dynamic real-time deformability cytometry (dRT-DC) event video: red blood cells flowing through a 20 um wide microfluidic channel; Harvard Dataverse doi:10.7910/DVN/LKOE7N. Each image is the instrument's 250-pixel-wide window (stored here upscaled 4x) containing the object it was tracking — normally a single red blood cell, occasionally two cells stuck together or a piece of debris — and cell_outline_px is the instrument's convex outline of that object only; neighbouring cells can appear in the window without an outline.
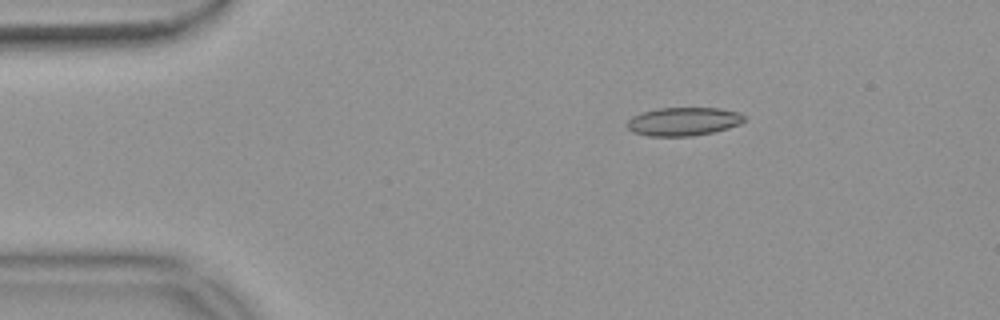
{"species": "common noctule bat (a hibernating species)", "species_latin": "Nyctalus noctula", "temperature_condition": "warm", "stored_images_in_passage": 17, "camera_frame_rate_fps": 3000, "um_per_image_px": 0.085, "animal": {"sex": "female", "body_mass_g": 18.4}, "frame": {"image": 1, "passage_image": 3, "time_ms": 0.667, "image_size_px": [1000, 320], "cell_outline_px": [[744, 120], [740, 124], [728, 128], [712, 132], [692, 136], [648, 136], [632, 132], [628, 128], [628, 120], [632, 116], [644, 112], [660, 108], [720, 108], [740, 112], [744, 116]], "centroid_in_image_um": [58.1, 10.33], "position_along_channel_um": 26.9, "area_um2": 19.31}}
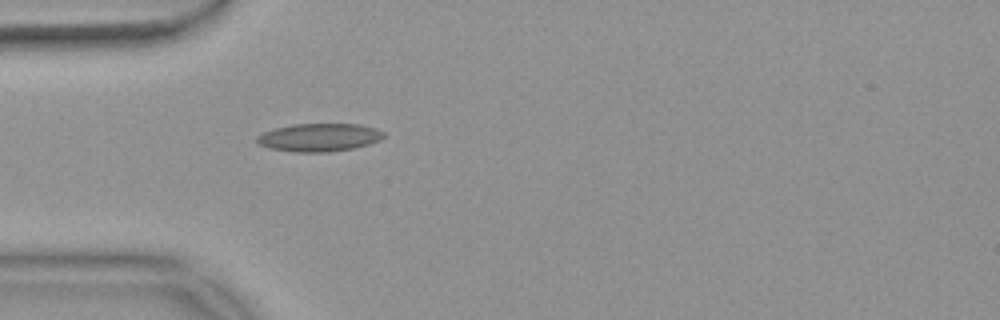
{"frame": {"image": 2, "passage_image": 10, "time_ms": 3.0, "image_size_px": [1000, 320], "cell_outline_px": [[384, 136], [380, 140], [368, 144], [352, 148], [328, 152], [296, 152], [268, 148], [256, 144], [256, 136], [264, 132], [276, 128], [292, 124], [360, 124], [376, 128], [384, 132]], "centroid_in_image_um": [27.1, 11.68], "position_along_channel_um": 57.9, "area_um2": 20.75}}